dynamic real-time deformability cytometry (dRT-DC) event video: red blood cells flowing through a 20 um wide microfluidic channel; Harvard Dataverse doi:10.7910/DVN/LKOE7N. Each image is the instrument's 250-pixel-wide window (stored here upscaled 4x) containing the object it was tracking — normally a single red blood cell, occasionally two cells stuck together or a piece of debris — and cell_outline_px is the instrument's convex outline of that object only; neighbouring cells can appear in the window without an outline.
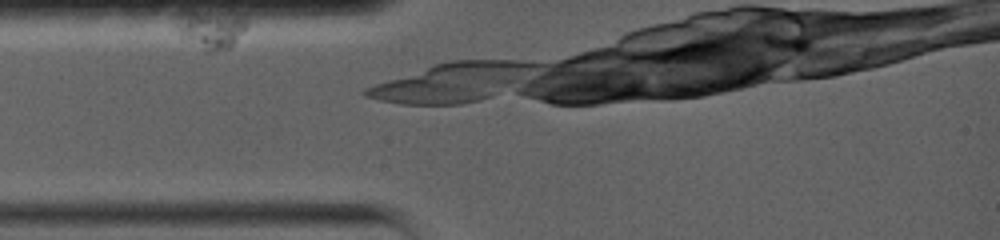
{"species": "common noctule bat (a hibernating species)", "species_latin": "Nyctalus noctula", "temperature_condition": "warm", "stored_images_in_passage": 4, "camera_frame_rate_fps": 5000, "um_per_image_px": 0.085, "animal": {"sex": "female", "body_mass_g": 19.0, "forearm_length_mm": 56.7}, "frame": {"image": 1, "passage_image": 1, "time_ms": 0.0, "image_size_px": [1000, 240], "cell_outline_px": [[248, 24], [236, 40], [228, 48], [212, 52], [204, 52], [180, 36], [176, 28], [180, 12], [204, 12], [244, 16], [248, 20]], "centroid_in_image_um": [17.9, 2.52], "position_along_channel_um": 67.1, "area_um2": 15.43}}